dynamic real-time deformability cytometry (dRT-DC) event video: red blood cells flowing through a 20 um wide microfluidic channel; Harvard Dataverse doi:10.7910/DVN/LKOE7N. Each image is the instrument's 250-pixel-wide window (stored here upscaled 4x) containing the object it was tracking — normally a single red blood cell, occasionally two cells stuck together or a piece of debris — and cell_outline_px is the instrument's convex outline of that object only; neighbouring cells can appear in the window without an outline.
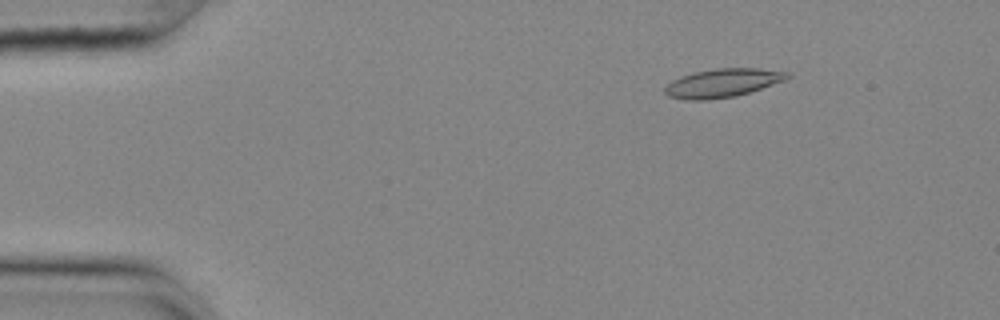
{"species": "common noctule bat (a hibernating species)", "species_latin": "Nyctalus noctula", "temperature_condition": "cold", "stored_images_in_passage": 55, "camera_frame_rate_fps": 3000, "um_per_image_px": 0.085, "animal": {"sex": "female", "body_mass_g": 25.1}, "frame": {"image": 1, "passage_image": 8, "time_ms": 2.333, "image_size_px": [1000, 320], "cell_outline_px": [[792, 76], [784, 80], [736, 96], [704, 100], [688, 100], [668, 96], [664, 92], [664, 88], [672, 80], [692, 72], [716, 68], [760, 68], [792, 72]], "centroid_in_image_um": [61.43, 7.04], "position_along_channel_um": 23.6, "area_um2": 20.35}}
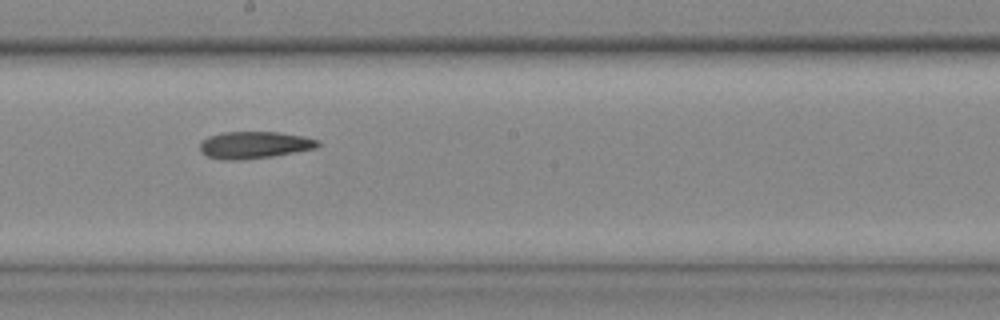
{"frame": {"image": 2, "passage_image": 31, "time_ms": 10.0, "image_size_px": [1000, 320], "cell_outline_px": [[320, 144], [316, 148], [272, 156], [240, 160], [224, 160], [208, 156], [200, 152], [200, 144], [208, 136], [224, 132], [276, 132], [300, 136], [320, 140]], "centroid_in_image_um": [21.6, 12.32], "position_along_channel_um": 226.6, "area_um2": 18.38}}
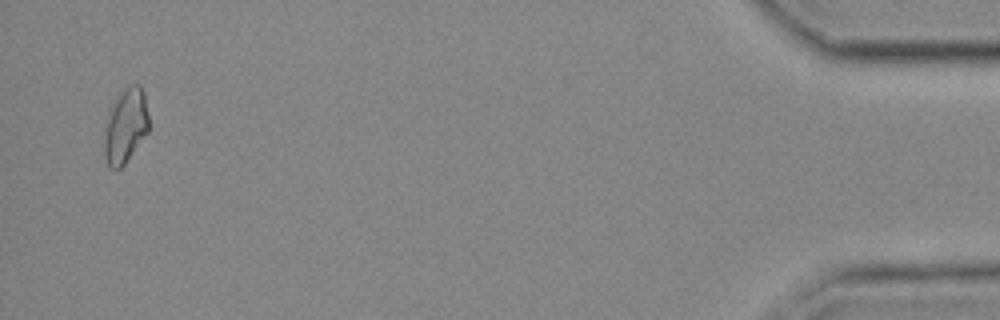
{"frame": {"image": 3, "passage_image": 54, "time_ms": 17.667, "image_size_px": [1000, 320], "cell_outline_px": [[148, 132], [124, 164], [116, 172], [108, 168], [104, 156], [104, 124], [108, 108], [124, 88], [128, 84], [140, 84], [144, 92], [148, 116]], "centroid_in_image_um": [10.63, 10.7], "position_along_channel_um": 424.6, "area_um2": 19.88}}